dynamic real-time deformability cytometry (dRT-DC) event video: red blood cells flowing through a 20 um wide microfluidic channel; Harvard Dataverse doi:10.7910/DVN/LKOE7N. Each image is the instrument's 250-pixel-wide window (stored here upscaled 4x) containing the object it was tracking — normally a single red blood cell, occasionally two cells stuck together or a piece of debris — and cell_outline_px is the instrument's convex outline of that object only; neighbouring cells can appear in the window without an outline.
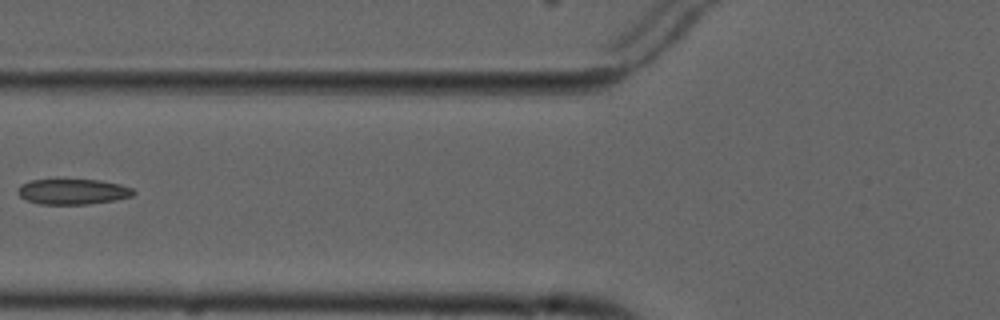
{"species": "common noctule bat (a hibernating species)", "species_latin": "Nyctalus noctula", "temperature_condition": "cold", "stored_images_in_passage": 7, "camera_frame_rate_fps": 3000, "um_per_image_px": 0.085, "animal": {"sex": "male", "forearm_length_mm": 52.5}, "frame": {"image": 1, "passage_image": 6, "time_ms": 7.0, "image_size_px": [1000, 320], "cell_outline_px": [[136, 192], [132, 196], [116, 200], [88, 204], [40, 204], [28, 200], [20, 196], [16, 192], [20, 184], [32, 180], [56, 176], [100, 180], [120, 184], [132, 188]], "centroid_in_image_um": [6.15, 16.23], "position_along_channel_um": 119.6, "area_um2": 18.09}}
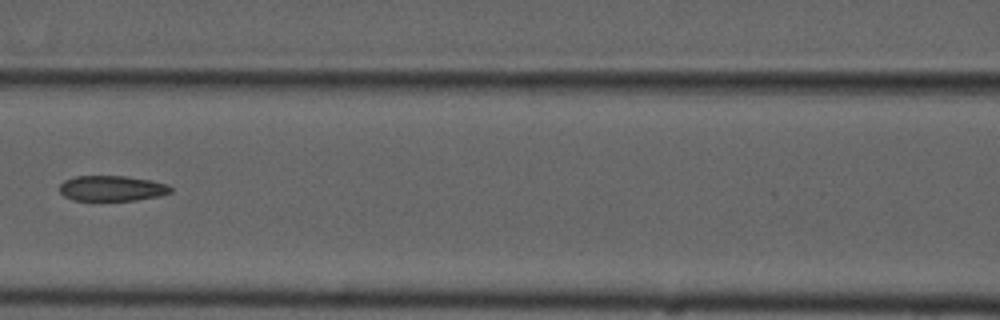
{"frame": {"image": 2, "passage_image": 7, "time_ms": 8.0, "image_size_px": [1000, 320], "cell_outline_px": [[172, 192], [160, 196], [136, 200], [72, 200], [64, 196], [60, 192], [60, 184], [64, 180], [76, 176], [124, 176], [152, 180], [168, 184], [172, 188]], "centroid_in_image_um": [9.53, 16.0], "position_along_channel_um": 157.1, "area_um2": 16.53}}